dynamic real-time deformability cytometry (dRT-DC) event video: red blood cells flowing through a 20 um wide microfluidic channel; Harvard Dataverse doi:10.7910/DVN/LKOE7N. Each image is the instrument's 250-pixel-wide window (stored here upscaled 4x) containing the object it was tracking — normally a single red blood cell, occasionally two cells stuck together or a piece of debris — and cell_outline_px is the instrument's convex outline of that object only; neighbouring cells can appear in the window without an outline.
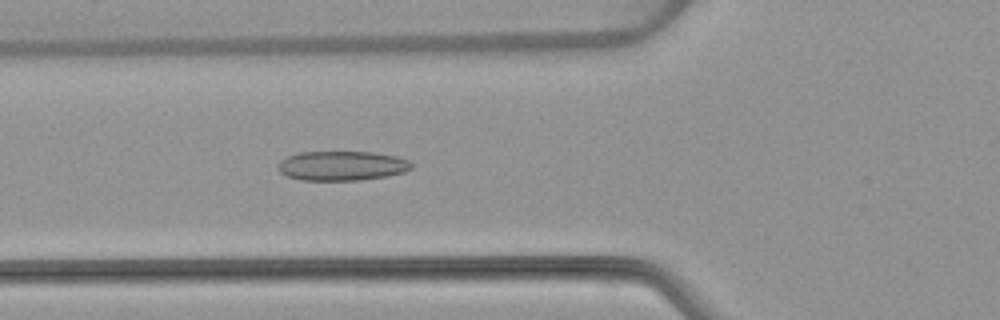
{"species": "common noctule bat (a hibernating species)", "species_latin": "Nyctalus noctula", "temperature_condition": "warm", "stored_images_in_passage": 46, "camera_frame_rate_fps": 3000, "um_per_image_px": 0.085, "animal": {"sex": "female", "body_mass_g": 22.7, "forearm_length_mm": 54.2}, "frame": {"image": 1, "passage_image": 12, "time_ms": 3.667, "image_size_px": [1000, 320], "cell_outline_px": [[412, 168], [404, 172], [388, 176], [360, 180], [300, 180], [288, 176], [280, 172], [276, 164], [280, 160], [288, 156], [300, 152], [372, 152], [396, 156], [408, 160], [412, 164]], "centroid_in_image_um": [29.05, 14.09], "position_along_channel_um": 96.7, "area_um2": 23.0}}
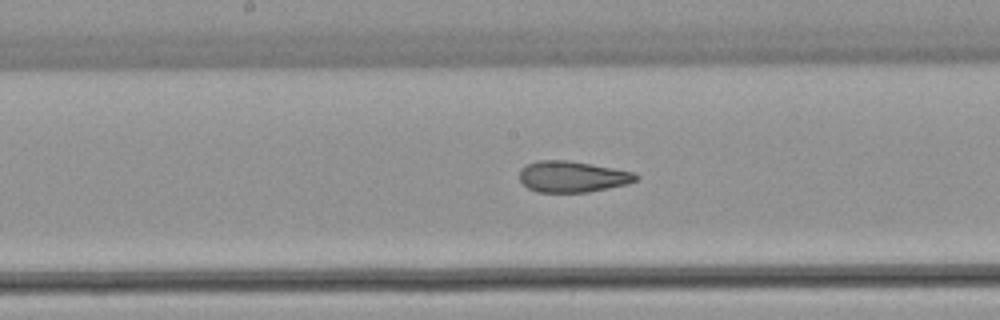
{"frame": {"image": 2, "passage_image": 20, "time_ms": 6.333, "image_size_px": [1000, 320], "cell_outline_px": [[640, 176], [636, 180], [628, 184], [588, 192], [536, 192], [528, 188], [520, 180], [520, 168], [536, 160], [568, 160], [592, 164], [636, 172]], "centroid_in_image_um": [48.67, 15.01], "position_along_channel_um": 199.5, "area_um2": 21.27}}
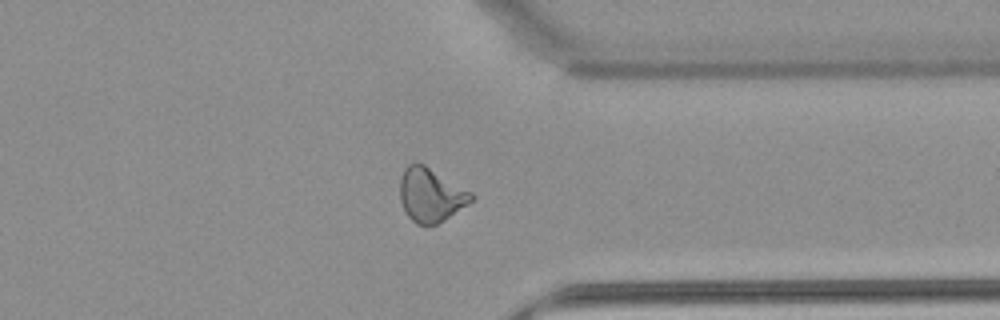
{"frame": {"image": 3, "passage_image": 34, "time_ms": 11.0, "image_size_px": [1000, 320], "cell_outline_px": [[476, 196], [468, 204], [444, 220], [436, 224], [416, 224], [404, 212], [400, 200], [400, 180], [404, 168], [408, 164], [424, 164], [472, 192]], "centroid_in_image_um": [36.61, 16.57], "position_along_channel_um": 374.8, "area_um2": 22.25}, "authors_computed_cell_mechanics": {"area_um2": 22.3108, "velocity_mm_per_s": 3.833, "shape_relaxation_time_tau1_ms": null, "shape_relaxation_time_tau2_ms": 1.7371, "deformation_change_tau1": null, "deformation_change_tau2": 0.0857}}